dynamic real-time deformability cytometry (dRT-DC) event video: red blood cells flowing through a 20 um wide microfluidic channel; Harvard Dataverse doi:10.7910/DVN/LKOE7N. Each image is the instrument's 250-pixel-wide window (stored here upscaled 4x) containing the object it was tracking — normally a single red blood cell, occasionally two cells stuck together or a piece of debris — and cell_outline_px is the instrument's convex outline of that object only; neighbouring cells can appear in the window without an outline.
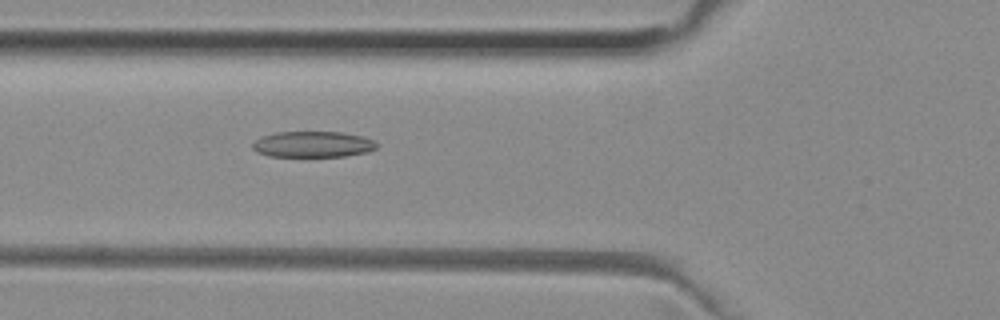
{"species": "common noctule bat (a hibernating species)", "species_latin": "Nyctalus noctula", "temperature_condition": "room temperature", "stored_images_in_passage": 52, "camera_frame_rate_fps": 3000, "um_per_image_px": 0.085, "animal": {"sex": "female", "body_mass_g": 29.2, "forearm_length_mm": 56.3}, "frame": {"image": 1, "passage_image": 19, "time_ms": 6.0, "image_size_px": [1000, 320], "cell_outline_px": [[376, 148], [368, 152], [348, 156], [268, 156], [256, 152], [252, 148], [252, 144], [256, 140], [264, 136], [276, 132], [340, 132], [364, 136], [372, 140], [376, 144]], "centroid_in_image_um": [26.6, 12.27], "position_along_channel_um": 99.2, "area_um2": 18.73}}
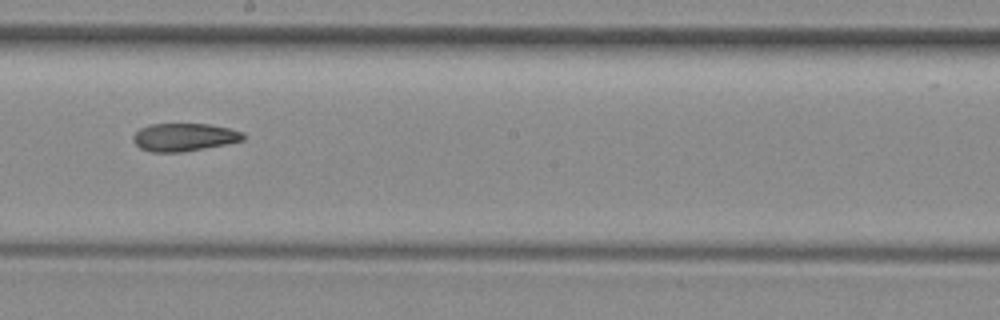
{"frame": {"image": 2, "passage_image": 29, "time_ms": 9.333, "image_size_px": [1000, 320], "cell_outline_px": [[244, 140], [184, 152], [152, 152], [140, 148], [132, 140], [132, 136], [140, 128], [148, 124], [212, 124], [244, 132]], "centroid_in_image_um": [15.63, 11.65], "position_along_channel_um": 232.6, "area_um2": 17.92}}
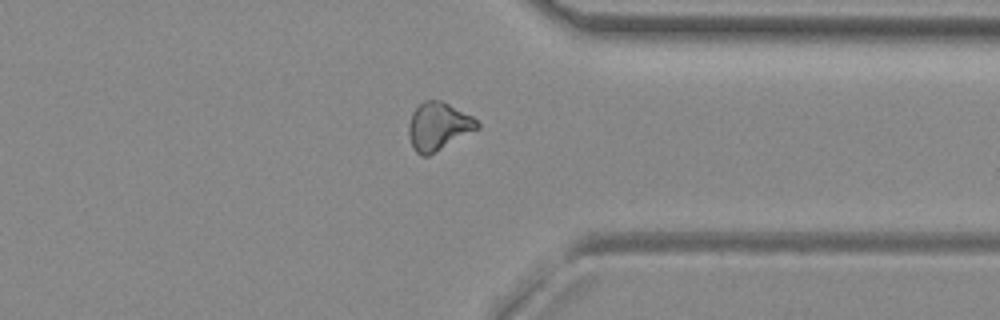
{"frame": {"image": 3, "passage_image": 40, "time_ms": 13.0, "image_size_px": [1000, 320], "cell_outline_px": [[480, 128], [428, 156], [420, 156], [416, 152], [412, 144], [408, 132], [408, 124], [412, 112], [424, 100], [440, 100], [472, 116], [480, 124]], "centroid_in_image_um": [37.25, 10.75], "position_along_channel_um": 374.1, "area_um2": 19.02}}